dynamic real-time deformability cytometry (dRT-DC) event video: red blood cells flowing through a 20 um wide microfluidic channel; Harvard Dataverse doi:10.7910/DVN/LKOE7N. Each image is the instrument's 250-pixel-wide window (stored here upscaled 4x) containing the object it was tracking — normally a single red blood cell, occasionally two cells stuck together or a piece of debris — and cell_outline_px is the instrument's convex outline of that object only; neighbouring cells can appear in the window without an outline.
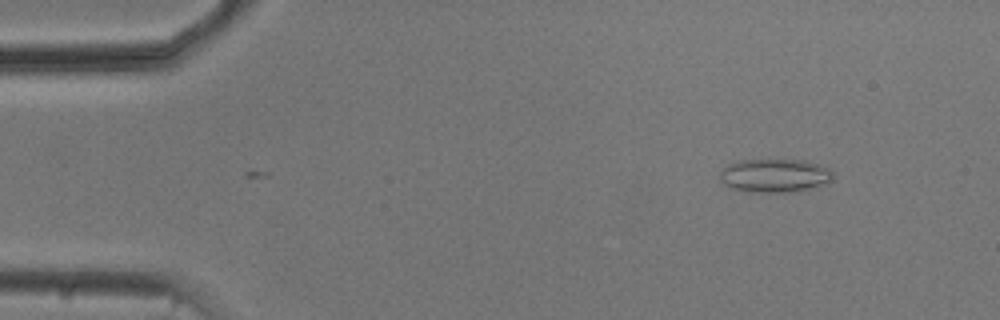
{"species": "common noctule bat (a hibernating species)", "species_latin": "Nyctalus noctula", "temperature_condition": "cold", "stored_images_in_passage": 2, "camera_frame_rate_fps": 3000, "um_per_image_px": 0.085, "animal": {"sex": "male", "body_mass_g": 20.5, "forearm_length_mm": 52.5}, "frame": {"image": 1, "passage_image": 1, "time_ms": 0.0, "image_size_px": [1000, 320], "cell_outline_px": [[836, 172], [832, 180], [828, 184], [792, 192], [744, 192], [728, 188], [720, 180], [720, 172], [728, 164], [736, 160], [804, 160], [828, 168]], "centroid_in_image_um": [65.85, 14.93], "position_along_channel_um": 19.2, "area_um2": 22.48}}